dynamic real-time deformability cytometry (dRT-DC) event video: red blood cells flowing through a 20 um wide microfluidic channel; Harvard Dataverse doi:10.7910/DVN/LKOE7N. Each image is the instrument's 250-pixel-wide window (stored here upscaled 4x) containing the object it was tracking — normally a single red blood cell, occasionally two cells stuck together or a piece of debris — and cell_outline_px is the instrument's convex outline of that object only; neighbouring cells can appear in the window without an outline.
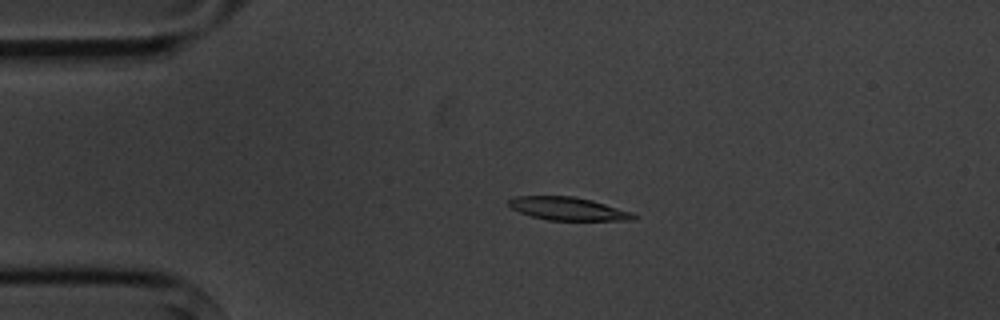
{"species": "common noctule bat (a hibernating species)", "species_latin": "Nyctalus noctula", "temperature_condition": "cold", "stored_images_in_passage": 5, "camera_frame_rate_fps": 3000, "um_per_image_px": 0.085, "animal": {"sex": "male", "body_mass_g": 20.1, "forearm_length_mm": 53.5}, "frame": {"image": 1, "passage_image": 4, "time_ms": 3.667, "image_size_px": [1000, 320], "cell_outline_px": [[636, 216], [632, 220], [548, 220], [532, 216], [520, 212], [512, 208], [508, 204], [508, 200], [512, 196], [572, 196], [592, 200], [632, 212]], "centroid_in_image_um": [48.25, 17.73], "position_along_channel_um": 36.8, "area_um2": 16.65}}